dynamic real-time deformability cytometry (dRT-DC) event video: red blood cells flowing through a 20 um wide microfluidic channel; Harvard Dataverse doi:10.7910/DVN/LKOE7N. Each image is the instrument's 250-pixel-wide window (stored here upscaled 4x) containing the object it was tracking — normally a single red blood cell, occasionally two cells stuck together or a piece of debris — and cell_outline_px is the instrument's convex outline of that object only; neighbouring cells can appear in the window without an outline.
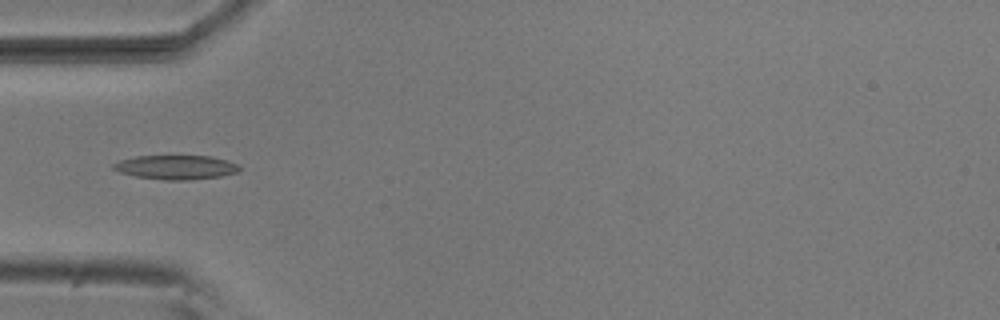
{"species": "common noctule bat (a hibernating species)", "species_latin": "Nyctalus noctula", "temperature_condition": "room temperature", "stored_images_in_passage": 5, "camera_frame_rate_fps": 3000, "um_per_image_px": 0.085, "animal": {"sex": "male", "body_mass_g": 20.5, "forearm_length_mm": 52.5}, "frame": {"image": 1, "passage_image": 5, "time_ms": 1.333, "image_size_px": [1000, 320], "cell_outline_px": [[240, 168], [236, 172], [220, 176], [192, 180], [164, 180], [136, 176], [120, 172], [112, 168], [112, 164], [120, 160], [136, 156], [212, 156], [228, 160], [236, 164]], "centroid_in_image_um": [14.94, 14.21], "position_along_channel_um": 70.1, "area_um2": 17.69}}